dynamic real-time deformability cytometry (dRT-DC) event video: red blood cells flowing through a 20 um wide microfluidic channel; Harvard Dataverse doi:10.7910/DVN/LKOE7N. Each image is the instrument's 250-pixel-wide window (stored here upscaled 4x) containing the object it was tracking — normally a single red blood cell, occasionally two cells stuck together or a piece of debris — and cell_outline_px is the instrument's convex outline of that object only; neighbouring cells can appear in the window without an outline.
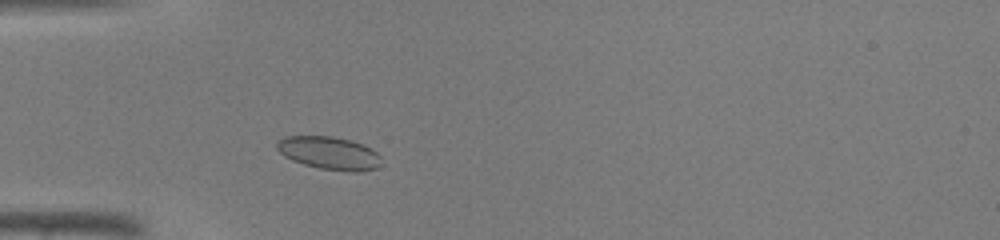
{"species": "common noctule bat (a hibernating species)", "species_latin": "Nyctalus noctula", "temperature_condition": "warm", "stored_images_in_passage": 37, "camera_frame_rate_fps": 3000, "um_per_image_px": 0.085, "animal": {"sex": "male", "body_mass_g": 19.0, "forearm_length_mm": 50.8}, "frame": {"image": 1, "passage_image": 6, "time_ms": 1.667, "image_size_px": [1000, 240], "cell_outline_px": [[380, 156], [376, 168], [360, 172], [348, 172], [320, 168], [304, 164], [292, 160], [284, 156], [276, 148], [276, 144], [284, 136], [332, 136], [364, 144], [376, 152]], "centroid_in_image_um": [27.96, 13.01], "position_along_channel_um": 57.0, "area_um2": 19.88}}
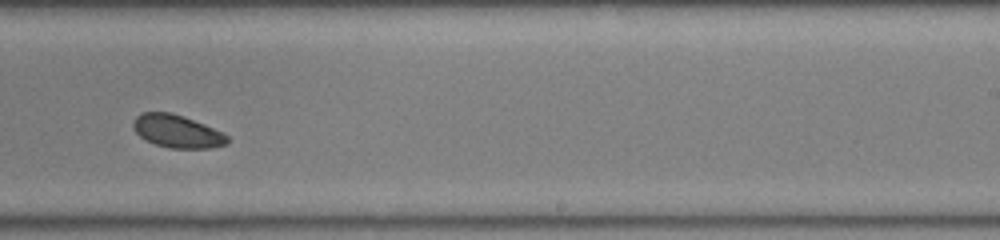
{"frame": {"image": 2, "passage_image": 21, "time_ms": 6.667, "image_size_px": [1000, 240], "cell_outline_px": [[228, 144], [212, 148], [168, 148], [144, 140], [132, 128], [132, 124], [136, 116], [140, 112], [172, 112], [184, 116], [224, 132], [228, 136]], "centroid_in_image_um": [15.05, 11.16], "position_along_channel_um": 273.9, "area_um2": 18.26}}
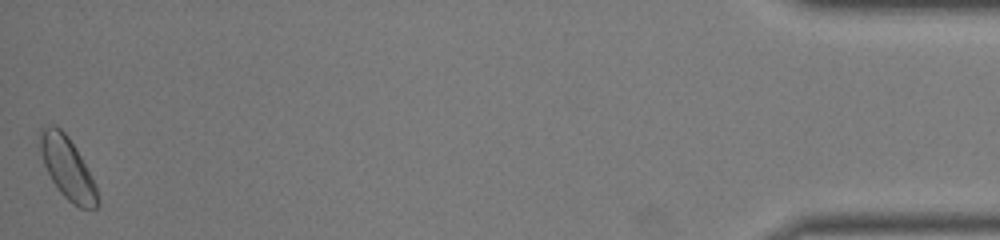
{"frame": {"image": 3, "passage_image": 37, "time_ms": 12.0, "image_size_px": [1000, 240], "cell_outline_px": [[100, 204], [96, 208], [80, 208], [72, 204], [60, 192], [52, 180], [44, 164], [40, 148], [40, 128], [48, 124], [56, 124], [68, 136], [76, 148], [96, 188], [100, 200]], "centroid_in_image_um": [5.72, 14.27], "position_along_channel_um": 429.5, "area_um2": 20.46}}